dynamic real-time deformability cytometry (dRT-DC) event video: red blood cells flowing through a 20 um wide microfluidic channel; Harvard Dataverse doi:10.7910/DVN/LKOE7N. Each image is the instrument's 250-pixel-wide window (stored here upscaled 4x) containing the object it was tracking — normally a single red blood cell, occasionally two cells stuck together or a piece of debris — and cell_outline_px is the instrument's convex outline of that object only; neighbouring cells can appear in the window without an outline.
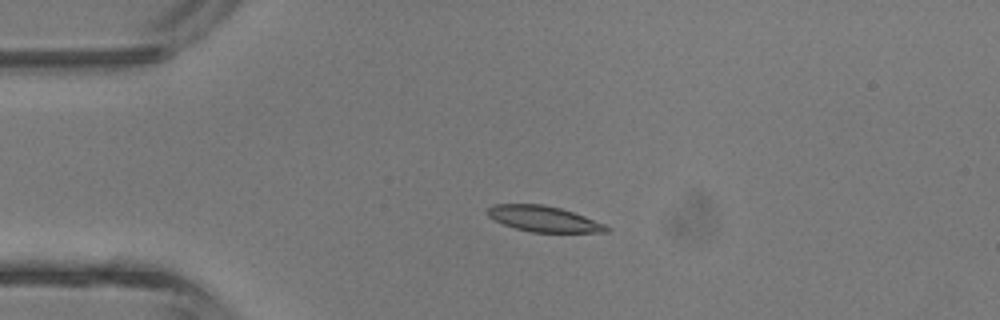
{"species": "common noctule bat (a hibernating species)", "species_latin": "Nyctalus noctula", "temperature_condition": "room temperature", "stored_images_in_passage": 5, "camera_frame_rate_fps": 3000, "um_per_image_px": 0.085, "animal": {"sex": "male", "body_mass_g": 13.3}, "frame": {"image": 1, "passage_image": 3, "time_ms": 2.333, "image_size_px": [1000, 320], "cell_outline_px": [[612, 228], [608, 232], [532, 232], [516, 228], [504, 224], [488, 216], [488, 208], [492, 204], [544, 204], [560, 208], [584, 216], [604, 224]], "centroid_in_image_um": [46.23, 18.6], "position_along_channel_um": 38.8, "area_um2": 17.63}}
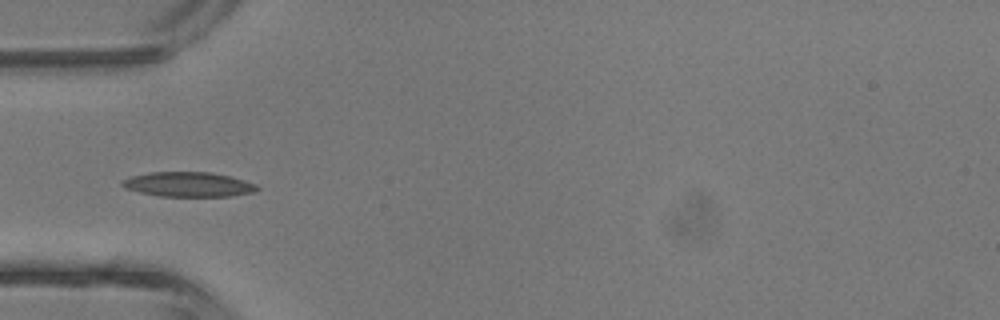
{"frame": {"image": 2, "passage_image": 4, "time_ms": 3.667, "image_size_px": [1000, 320], "cell_outline_px": [[260, 188], [252, 192], [232, 196], [160, 196], [140, 192], [124, 188], [120, 184], [120, 180], [132, 176], [152, 172], [212, 172], [244, 180], [256, 184]], "centroid_in_image_um": [15.99, 15.67], "position_along_channel_um": 69.0, "area_um2": 19.36}}
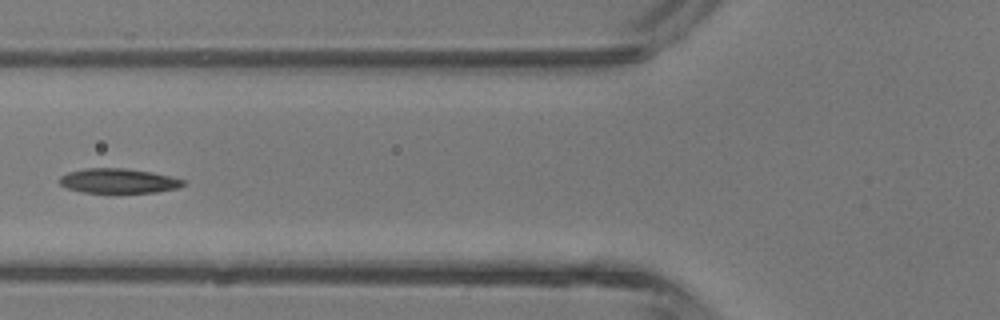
{"frame": {"image": 3, "passage_image": 5, "time_ms": 4.667, "image_size_px": [1000, 320], "cell_outline_px": [[184, 184], [180, 188], [156, 192], [112, 196], [80, 192], [68, 188], [60, 184], [60, 176], [68, 172], [84, 168], [124, 168], [152, 172], [172, 176], [184, 180]], "centroid_in_image_um": [10.07, 15.43], "position_along_channel_um": 115.7, "area_um2": 18.84}}